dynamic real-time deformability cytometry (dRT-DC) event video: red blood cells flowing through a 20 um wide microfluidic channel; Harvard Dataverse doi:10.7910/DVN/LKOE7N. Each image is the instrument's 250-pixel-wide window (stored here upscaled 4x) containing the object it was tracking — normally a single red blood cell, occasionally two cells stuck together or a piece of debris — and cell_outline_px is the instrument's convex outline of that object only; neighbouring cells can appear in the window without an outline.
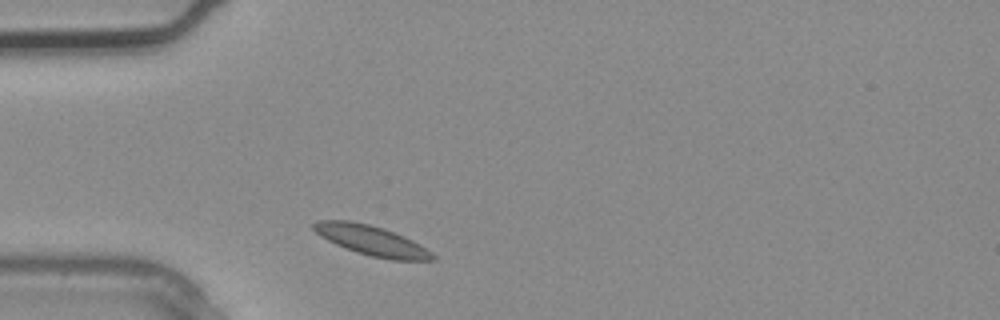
{"species": "common noctule bat (a hibernating species)", "species_latin": "Nyctalus noctula", "temperature_condition": "warm", "stored_images_in_passage": 1, "camera_frame_rate_fps": 3000, "um_per_image_px": 0.085, "animal": {"sex": "male", "body_mass_g": 20.4}, "frame": {"image": 1, "passage_image": 1, "time_ms": 0.0, "image_size_px": [1000, 320], "cell_outline_px": [[436, 260], [392, 260], [372, 256], [356, 252], [336, 244], [320, 236], [312, 228], [312, 224], [316, 220], [352, 220], [384, 228], [404, 236], [420, 244], [432, 252], [436, 256]], "centroid_in_image_um": [31.59, 20.43], "position_along_channel_um": 53.4, "area_um2": 20.75}}